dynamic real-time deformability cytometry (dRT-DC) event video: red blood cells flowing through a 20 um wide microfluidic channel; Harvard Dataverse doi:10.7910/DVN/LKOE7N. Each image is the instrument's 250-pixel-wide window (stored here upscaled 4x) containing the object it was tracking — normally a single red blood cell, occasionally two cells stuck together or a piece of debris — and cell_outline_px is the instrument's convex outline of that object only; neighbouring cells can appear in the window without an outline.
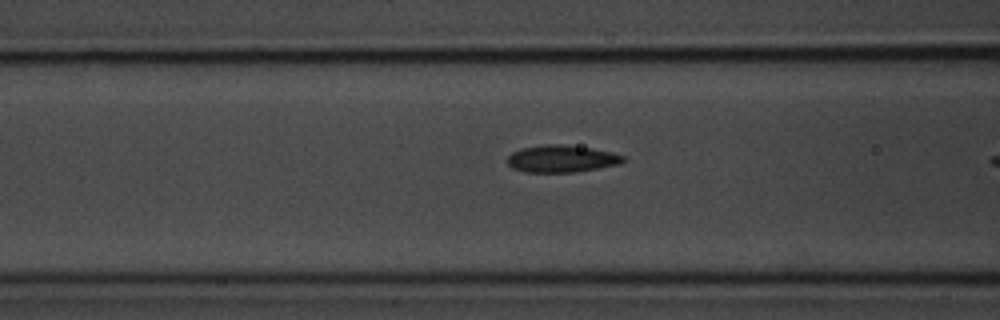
{"species": "common noctule bat (a hibernating species)", "species_latin": "Nyctalus noctula", "temperature_condition": "room temperature", "stored_images_in_passage": 38, "camera_frame_rate_fps": 3000, "um_per_image_px": 0.085, "animal": {"sex": "male", "body_mass_g": 20.1, "forearm_length_mm": 53.5}, "frame": {"image": 1, "passage_image": 17, "time_ms": 5.333, "image_size_px": [1000, 320], "cell_outline_px": [[624, 160], [620, 164], [576, 172], [524, 172], [512, 168], [508, 164], [508, 156], [512, 152], [520, 148], [548, 144], [560, 144], [588, 148], [612, 152], [624, 156]], "centroid_in_image_um": [47.71, 13.5], "position_along_channel_um": 118.9, "area_um2": 18.21}}